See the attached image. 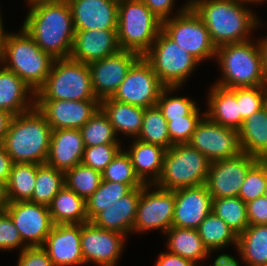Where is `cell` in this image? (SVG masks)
Wrapping results in <instances>:
<instances>
[{
    "instance_id": "obj_1",
    "label": "cell",
    "mask_w": 267,
    "mask_h": 266,
    "mask_svg": "<svg viewBox=\"0 0 267 266\" xmlns=\"http://www.w3.org/2000/svg\"><path fill=\"white\" fill-rule=\"evenodd\" d=\"M27 9L21 25L26 33L54 59L69 58L76 31L68 1L39 3Z\"/></svg>"
},
{
    "instance_id": "obj_2",
    "label": "cell",
    "mask_w": 267,
    "mask_h": 266,
    "mask_svg": "<svg viewBox=\"0 0 267 266\" xmlns=\"http://www.w3.org/2000/svg\"><path fill=\"white\" fill-rule=\"evenodd\" d=\"M241 0H189V6L205 23L217 47L251 40L261 19ZM258 17V18H257Z\"/></svg>"
},
{
    "instance_id": "obj_3",
    "label": "cell",
    "mask_w": 267,
    "mask_h": 266,
    "mask_svg": "<svg viewBox=\"0 0 267 266\" xmlns=\"http://www.w3.org/2000/svg\"><path fill=\"white\" fill-rule=\"evenodd\" d=\"M52 128L35 106L12 117L3 146L13 163H46Z\"/></svg>"
},
{
    "instance_id": "obj_4",
    "label": "cell",
    "mask_w": 267,
    "mask_h": 266,
    "mask_svg": "<svg viewBox=\"0 0 267 266\" xmlns=\"http://www.w3.org/2000/svg\"><path fill=\"white\" fill-rule=\"evenodd\" d=\"M54 58L20 27L8 32L0 49V64L17 74L35 93L44 85Z\"/></svg>"
},
{
    "instance_id": "obj_5",
    "label": "cell",
    "mask_w": 267,
    "mask_h": 266,
    "mask_svg": "<svg viewBox=\"0 0 267 266\" xmlns=\"http://www.w3.org/2000/svg\"><path fill=\"white\" fill-rule=\"evenodd\" d=\"M255 42V43H253ZM220 79L215 85L233 89L267 85L262 71V55L258 40L225 44L217 47L215 58Z\"/></svg>"
},
{
    "instance_id": "obj_6",
    "label": "cell",
    "mask_w": 267,
    "mask_h": 266,
    "mask_svg": "<svg viewBox=\"0 0 267 266\" xmlns=\"http://www.w3.org/2000/svg\"><path fill=\"white\" fill-rule=\"evenodd\" d=\"M161 30L162 21L142 0H119L117 35L121 50L143 56Z\"/></svg>"
},
{
    "instance_id": "obj_7",
    "label": "cell",
    "mask_w": 267,
    "mask_h": 266,
    "mask_svg": "<svg viewBox=\"0 0 267 266\" xmlns=\"http://www.w3.org/2000/svg\"><path fill=\"white\" fill-rule=\"evenodd\" d=\"M36 100H98L88 64L69 58L55 59Z\"/></svg>"
},
{
    "instance_id": "obj_8",
    "label": "cell",
    "mask_w": 267,
    "mask_h": 266,
    "mask_svg": "<svg viewBox=\"0 0 267 266\" xmlns=\"http://www.w3.org/2000/svg\"><path fill=\"white\" fill-rule=\"evenodd\" d=\"M210 161L188 143L173 144L166 150L162 172L154 184L165 190L204 185Z\"/></svg>"
},
{
    "instance_id": "obj_9",
    "label": "cell",
    "mask_w": 267,
    "mask_h": 266,
    "mask_svg": "<svg viewBox=\"0 0 267 266\" xmlns=\"http://www.w3.org/2000/svg\"><path fill=\"white\" fill-rule=\"evenodd\" d=\"M165 87H184L200 62L171 40L162 30L143 55ZM189 77V78H188Z\"/></svg>"
},
{
    "instance_id": "obj_10",
    "label": "cell",
    "mask_w": 267,
    "mask_h": 266,
    "mask_svg": "<svg viewBox=\"0 0 267 266\" xmlns=\"http://www.w3.org/2000/svg\"><path fill=\"white\" fill-rule=\"evenodd\" d=\"M175 11L173 17L162 22V31L200 63L214 59L217 48L205 23L189 6V0Z\"/></svg>"
},
{
    "instance_id": "obj_11",
    "label": "cell",
    "mask_w": 267,
    "mask_h": 266,
    "mask_svg": "<svg viewBox=\"0 0 267 266\" xmlns=\"http://www.w3.org/2000/svg\"><path fill=\"white\" fill-rule=\"evenodd\" d=\"M174 209L175 190H165L156 185L144 184L141 187L132 234L153 230H160L164 234L172 227Z\"/></svg>"
},
{
    "instance_id": "obj_12",
    "label": "cell",
    "mask_w": 267,
    "mask_h": 266,
    "mask_svg": "<svg viewBox=\"0 0 267 266\" xmlns=\"http://www.w3.org/2000/svg\"><path fill=\"white\" fill-rule=\"evenodd\" d=\"M165 86L152 70L151 65L141 56L129 69L112 99L142 107L155 106Z\"/></svg>"
},
{
    "instance_id": "obj_13",
    "label": "cell",
    "mask_w": 267,
    "mask_h": 266,
    "mask_svg": "<svg viewBox=\"0 0 267 266\" xmlns=\"http://www.w3.org/2000/svg\"><path fill=\"white\" fill-rule=\"evenodd\" d=\"M188 144L210 162L234 157L241 151L238 130L224 127L204 115Z\"/></svg>"
},
{
    "instance_id": "obj_14",
    "label": "cell",
    "mask_w": 267,
    "mask_h": 266,
    "mask_svg": "<svg viewBox=\"0 0 267 266\" xmlns=\"http://www.w3.org/2000/svg\"><path fill=\"white\" fill-rule=\"evenodd\" d=\"M257 160L240 152L234 157L210 162L205 185L212 198L237 197L249 168Z\"/></svg>"
},
{
    "instance_id": "obj_15",
    "label": "cell",
    "mask_w": 267,
    "mask_h": 266,
    "mask_svg": "<svg viewBox=\"0 0 267 266\" xmlns=\"http://www.w3.org/2000/svg\"><path fill=\"white\" fill-rule=\"evenodd\" d=\"M126 236L101 229L91 222L81 224V251L85 265L116 266L123 255Z\"/></svg>"
},
{
    "instance_id": "obj_16",
    "label": "cell",
    "mask_w": 267,
    "mask_h": 266,
    "mask_svg": "<svg viewBox=\"0 0 267 266\" xmlns=\"http://www.w3.org/2000/svg\"><path fill=\"white\" fill-rule=\"evenodd\" d=\"M6 211L26 247L43 246L54 223L49 207L30 201L12 202Z\"/></svg>"
},
{
    "instance_id": "obj_17",
    "label": "cell",
    "mask_w": 267,
    "mask_h": 266,
    "mask_svg": "<svg viewBox=\"0 0 267 266\" xmlns=\"http://www.w3.org/2000/svg\"><path fill=\"white\" fill-rule=\"evenodd\" d=\"M141 56L132 51L120 52L89 63L92 88L99 101L112 97L131 66Z\"/></svg>"
},
{
    "instance_id": "obj_18",
    "label": "cell",
    "mask_w": 267,
    "mask_h": 266,
    "mask_svg": "<svg viewBox=\"0 0 267 266\" xmlns=\"http://www.w3.org/2000/svg\"><path fill=\"white\" fill-rule=\"evenodd\" d=\"M52 130L80 129L100 108L99 100H36Z\"/></svg>"
},
{
    "instance_id": "obj_19",
    "label": "cell",
    "mask_w": 267,
    "mask_h": 266,
    "mask_svg": "<svg viewBox=\"0 0 267 266\" xmlns=\"http://www.w3.org/2000/svg\"><path fill=\"white\" fill-rule=\"evenodd\" d=\"M212 199L205 184L175 190L172 226L197 229L212 212Z\"/></svg>"
},
{
    "instance_id": "obj_20",
    "label": "cell",
    "mask_w": 267,
    "mask_h": 266,
    "mask_svg": "<svg viewBox=\"0 0 267 266\" xmlns=\"http://www.w3.org/2000/svg\"><path fill=\"white\" fill-rule=\"evenodd\" d=\"M81 224H57L51 229L43 247L54 266H83Z\"/></svg>"
},
{
    "instance_id": "obj_21",
    "label": "cell",
    "mask_w": 267,
    "mask_h": 266,
    "mask_svg": "<svg viewBox=\"0 0 267 266\" xmlns=\"http://www.w3.org/2000/svg\"><path fill=\"white\" fill-rule=\"evenodd\" d=\"M75 30H117L119 0H67Z\"/></svg>"
},
{
    "instance_id": "obj_22",
    "label": "cell",
    "mask_w": 267,
    "mask_h": 266,
    "mask_svg": "<svg viewBox=\"0 0 267 266\" xmlns=\"http://www.w3.org/2000/svg\"><path fill=\"white\" fill-rule=\"evenodd\" d=\"M70 58L85 64L121 51L117 30H75Z\"/></svg>"
},
{
    "instance_id": "obj_23",
    "label": "cell",
    "mask_w": 267,
    "mask_h": 266,
    "mask_svg": "<svg viewBox=\"0 0 267 266\" xmlns=\"http://www.w3.org/2000/svg\"><path fill=\"white\" fill-rule=\"evenodd\" d=\"M84 143L80 129L52 130L46 163L66 172L82 162Z\"/></svg>"
},
{
    "instance_id": "obj_24",
    "label": "cell",
    "mask_w": 267,
    "mask_h": 266,
    "mask_svg": "<svg viewBox=\"0 0 267 266\" xmlns=\"http://www.w3.org/2000/svg\"><path fill=\"white\" fill-rule=\"evenodd\" d=\"M140 195L141 187L134 188L129 194L99 212L90 222L98 228L118 232L127 237L128 233L132 234Z\"/></svg>"
},
{
    "instance_id": "obj_25",
    "label": "cell",
    "mask_w": 267,
    "mask_h": 266,
    "mask_svg": "<svg viewBox=\"0 0 267 266\" xmlns=\"http://www.w3.org/2000/svg\"><path fill=\"white\" fill-rule=\"evenodd\" d=\"M36 93L14 72L0 64V109L13 116L35 107Z\"/></svg>"
},
{
    "instance_id": "obj_26",
    "label": "cell",
    "mask_w": 267,
    "mask_h": 266,
    "mask_svg": "<svg viewBox=\"0 0 267 266\" xmlns=\"http://www.w3.org/2000/svg\"><path fill=\"white\" fill-rule=\"evenodd\" d=\"M131 143L125 151L130 156L135 174L143 184L154 185L162 172L167 149L157 144L142 142L136 138H132Z\"/></svg>"
},
{
    "instance_id": "obj_27",
    "label": "cell",
    "mask_w": 267,
    "mask_h": 266,
    "mask_svg": "<svg viewBox=\"0 0 267 266\" xmlns=\"http://www.w3.org/2000/svg\"><path fill=\"white\" fill-rule=\"evenodd\" d=\"M206 100L208 108L204 113L210 120L234 130L241 128V114L236 99V88L226 89L213 84Z\"/></svg>"
},
{
    "instance_id": "obj_28",
    "label": "cell",
    "mask_w": 267,
    "mask_h": 266,
    "mask_svg": "<svg viewBox=\"0 0 267 266\" xmlns=\"http://www.w3.org/2000/svg\"><path fill=\"white\" fill-rule=\"evenodd\" d=\"M100 108L108 116L117 136L123 134L124 137L137 138L142 128L144 108L122 103L111 97L101 100Z\"/></svg>"
},
{
    "instance_id": "obj_29",
    "label": "cell",
    "mask_w": 267,
    "mask_h": 266,
    "mask_svg": "<svg viewBox=\"0 0 267 266\" xmlns=\"http://www.w3.org/2000/svg\"><path fill=\"white\" fill-rule=\"evenodd\" d=\"M164 235L167 238L168 252L189 259L198 266H202L200 263H205L211 255L204 246L197 229L172 226Z\"/></svg>"
},
{
    "instance_id": "obj_30",
    "label": "cell",
    "mask_w": 267,
    "mask_h": 266,
    "mask_svg": "<svg viewBox=\"0 0 267 266\" xmlns=\"http://www.w3.org/2000/svg\"><path fill=\"white\" fill-rule=\"evenodd\" d=\"M238 134L242 152L258 159H267L266 105L243 121Z\"/></svg>"
},
{
    "instance_id": "obj_31",
    "label": "cell",
    "mask_w": 267,
    "mask_h": 266,
    "mask_svg": "<svg viewBox=\"0 0 267 266\" xmlns=\"http://www.w3.org/2000/svg\"><path fill=\"white\" fill-rule=\"evenodd\" d=\"M48 207L54 225L89 222L86 201L66 185L55 195Z\"/></svg>"
},
{
    "instance_id": "obj_32",
    "label": "cell",
    "mask_w": 267,
    "mask_h": 266,
    "mask_svg": "<svg viewBox=\"0 0 267 266\" xmlns=\"http://www.w3.org/2000/svg\"><path fill=\"white\" fill-rule=\"evenodd\" d=\"M236 252L245 266H267V225H249L238 235Z\"/></svg>"
},
{
    "instance_id": "obj_33",
    "label": "cell",
    "mask_w": 267,
    "mask_h": 266,
    "mask_svg": "<svg viewBox=\"0 0 267 266\" xmlns=\"http://www.w3.org/2000/svg\"><path fill=\"white\" fill-rule=\"evenodd\" d=\"M197 231L204 246L211 254L214 251L225 250L230 245L237 248V234L213 212L207 215Z\"/></svg>"
},
{
    "instance_id": "obj_34",
    "label": "cell",
    "mask_w": 267,
    "mask_h": 266,
    "mask_svg": "<svg viewBox=\"0 0 267 266\" xmlns=\"http://www.w3.org/2000/svg\"><path fill=\"white\" fill-rule=\"evenodd\" d=\"M38 164L13 163L6 183L10 203L30 201L35 189Z\"/></svg>"
},
{
    "instance_id": "obj_35",
    "label": "cell",
    "mask_w": 267,
    "mask_h": 266,
    "mask_svg": "<svg viewBox=\"0 0 267 266\" xmlns=\"http://www.w3.org/2000/svg\"><path fill=\"white\" fill-rule=\"evenodd\" d=\"M65 186V172L47 163L38 164L35 189L30 202L49 206L55 195Z\"/></svg>"
},
{
    "instance_id": "obj_36",
    "label": "cell",
    "mask_w": 267,
    "mask_h": 266,
    "mask_svg": "<svg viewBox=\"0 0 267 266\" xmlns=\"http://www.w3.org/2000/svg\"><path fill=\"white\" fill-rule=\"evenodd\" d=\"M142 186L102 180L99 188L86 201L88 221L90 222L99 212L108 208L116 200L129 194L134 188Z\"/></svg>"
},
{
    "instance_id": "obj_37",
    "label": "cell",
    "mask_w": 267,
    "mask_h": 266,
    "mask_svg": "<svg viewBox=\"0 0 267 266\" xmlns=\"http://www.w3.org/2000/svg\"><path fill=\"white\" fill-rule=\"evenodd\" d=\"M212 212L222 219L237 236L249 226L246 203L238 196L213 198Z\"/></svg>"
},
{
    "instance_id": "obj_38",
    "label": "cell",
    "mask_w": 267,
    "mask_h": 266,
    "mask_svg": "<svg viewBox=\"0 0 267 266\" xmlns=\"http://www.w3.org/2000/svg\"><path fill=\"white\" fill-rule=\"evenodd\" d=\"M136 139L160 145L165 149L173 145L168 133L167 120L157 105L145 109L142 128Z\"/></svg>"
},
{
    "instance_id": "obj_39",
    "label": "cell",
    "mask_w": 267,
    "mask_h": 266,
    "mask_svg": "<svg viewBox=\"0 0 267 266\" xmlns=\"http://www.w3.org/2000/svg\"><path fill=\"white\" fill-rule=\"evenodd\" d=\"M85 147L103 144H122L108 116L99 108L80 128Z\"/></svg>"
},
{
    "instance_id": "obj_40",
    "label": "cell",
    "mask_w": 267,
    "mask_h": 266,
    "mask_svg": "<svg viewBox=\"0 0 267 266\" xmlns=\"http://www.w3.org/2000/svg\"><path fill=\"white\" fill-rule=\"evenodd\" d=\"M102 173L82 163L65 172V185L85 201L99 188Z\"/></svg>"
},
{
    "instance_id": "obj_41",
    "label": "cell",
    "mask_w": 267,
    "mask_h": 266,
    "mask_svg": "<svg viewBox=\"0 0 267 266\" xmlns=\"http://www.w3.org/2000/svg\"><path fill=\"white\" fill-rule=\"evenodd\" d=\"M177 89L180 87H165L156 104L167 121L187 116L198 106L192 98L174 96V92L178 91Z\"/></svg>"
},
{
    "instance_id": "obj_42",
    "label": "cell",
    "mask_w": 267,
    "mask_h": 266,
    "mask_svg": "<svg viewBox=\"0 0 267 266\" xmlns=\"http://www.w3.org/2000/svg\"><path fill=\"white\" fill-rule=\"evenodd\" d=\"M267 186V159H258L248 170L238 197L248 203L264 195Z\"/></svg>"
},
{
    "instance_id": "obj_43",
    "label": "cell",
    "mask_w": 267,
    "mask_h": 266,
    "mask_svg": "<svg viewBox=\"0 0 267 266\" xmlns=\"http://www.w3.org/2000/svg\"><path fill=\"white\" fill-rule=\"evenodd\" d=\"M102 180L127 185H144L135 174L130 156L122 148L102 172Z\"/></svg>"
},
{
    "instance_id": "obj_44",
    "label": "cell",
    "mask_w": 267,
    "mask_h": 266,
    "mask_svg": "<svg viewBox=\"0 0 267 266\" xmlns=\"http://www.w3.org/2000/svg\"><path fill=\"white\" fill-rule=\"evenodd\" d=\"M236 99L239 103V113L241 114V126L243 121L263 108L267 99V85L254 87L236 88Z\"/></svg>"
},
{
    "instance_id": "obj_45",
    "label": "cell",
    "mask_w": 267,
    "mask_h": 266,
    "mask_svg": "<svg viewBox=\"0 0 267 266\" xmlns=\"http://www.w3.org/2000/svg\"><path fill=\"white\" fill-rule=\"evenodd\" d=\"M200 112L197 106L189 115L167 121L168 133L173 144H185L190 141L196 125L205 115H201Z\"/></svg>"
},
{
    "instance_id": "obj_46",
    "label": "cell",
    "mask_w": 267,
    "mask_h": 266,
    "mask_svg": "<svg viewBox=\"0 0 267 266\" xmlns=\"http://www.w3.org/2000/svg\"><path fill=\"white\" fill-rule=\"evenodd\" d=\"M123 147L121 144L85 147L81 163L102 173Z\"/></svg>"
},
{
    "instance_id": "obj_47",
    "label": "cell",
    "mask_w": 267,
    "mask_h": 266,
    "mask_svg": "<svg viewBox=\"0 0 267 266\" xmlns=\"http://www.w3.org/2000/svg\"><path fill=\"white\" fill-rule=\"evenodd\" d=\"M19 230L15 227L7 211L0 212V250L9 251L25 249Z\"/></svg>"
},
{
    "instance_id": "obj_48",
    "label": "cell",
    "mask_w": 267,
    "mask_h": 266,
    "mask_svg": "<svg viewBox=\"0 0 267 266\" xmlns=\"http://www.w3.org/2000/svg\"><path fill=\"white\" fill-rule=\"evenodd\" d=\"M17 266H54L43 246L26 247L18 256Z\"/></svg>"
},
{
    "instance_id": "obj_49",
    "label": "cell",
    "mask_w": 267,
    "mask_h": 266,
    "mask_svg": "<svg viewBox=\"0 0 267 266\" xmlns=\"http://www.w3.org/2000/svg\"><path fill=\"white\" fill-rule=\"evenodd\" d=\"M246 207L249 225H267V198L260 196Z\"/></svg>"
},
{
    "instance_id": "obj_50",
    "label": "cell",
    "mask_w": 267,
    "mask_h": 266,
    "mask_svg": "<svg viewBox=\"0 0 267 266\" xmlns=\"http://www.w3.org/2000/svg\"><path fill=\"white\" fill-rule=\"evenodd\" d=\"M152 13L162 22L173 17L176 0H142ZM171 15V16H170Z\"/></svg>"
},
{
    "instance_id": "obj_51",
    "label": "cell",
    "mask_w": 267,
    "mask_h": 266,
    "mask_svg": "<svg viewBox=\"0 0 267 266\" xmlns=\"http://www.w3.org/2000/svg\"><path fill=\"white\" fill-rule=\"evenodd\" d=\"M155 266H198L193 261L183 258L179 255L166 252H160L155 260Z\"/></svg>"
},
{
    "instance_id": "obj_52",
    "label": "cell",
    "mask_w": 267,
    "mask_h": 266,
    "mask_svg": "<svg viewBox=\"0 0 267 266\" xmlns=\"http://www.w3.org/2000/svg\"><path fill=\"white\" fill-rule=\"evenodd\" d=\"M12 159L5 150L3 144H0V182L7 183L12 168Z\"/></svg>"
},
{
    "instance_id": "obj_53",
    "label": "cell",
    "mask_w": 267,
    "mask_h": 266,
    "mask_svg": "<svg viewBox=\"0 0 267 266\" xmlns=\"http://www.w3.org/2000/svg\"><path fill=\"white\" fill-rule=\"evenodd\" d=\"M240 260H237L232 255L223 253L219 254L216 258H214L212 266H241L239 263ZM204 266V265H203Z\"/></svg>"
},
{
    "instance_id": "obj_54",
    "label": "cell",
    "mask_w": 267,
    "mask_h": 266,
    "mask_svg": "<svg viewBox=\"0 0 267 266\" xmlns=\"http://www.w3.org/2000/svg\"><path fill=\"white\" fill-rule=\"evenodd\" d=\"M13 115L0 109V144L3 143Z\"/></svg>"
},
{
    "instance_id": "obj_55",
    "label": "cell",
    "mask_w": 267,
    "mask_h": 266,
    "mask_svg": "<svg viewBox=\"0 0 267 266\" xmlns=\"http://www.w3.org/2000/svg\"><path fill=\"white\" fill-rule=\"evenodd\" d=\"M259 42V47L262 55V71L264 75V79L267 83V36H263V38L257 39Z\"/></svg>"
},
{
    "instance_id": "obj_56",
    "label": "cell",
    "mask_w": 267,
    "mask_h": 266,
    "mask_svg": "<svg viewBox=\"0 0 267 266\" xmlns=\"http://www.w3.org/2000/svg\"><path fill=\"white\" fill-rule=\"evenodd\" d=\"M10 204L6 183L0 182V212L6 211Z\"/></svg>"
},
{
    "instance_id": "obj_57",
    "label": "cell",
    "mask_w": 267,
    "mask_h": 266,
    "mask_svg": "<svg viewBox=\"0 0 267 266\" xmlns=\"http://www.w3.org/2000/svg\"><path fill=\"white\" fill-rule=\"evenodd\" d=\"M1 10V9H0ZM3 16H1V11H0V49H1V46H2V44H3V41L5 40V38H6V35H7V33H8V31L6 32V31H4V23H3V18H2Z\"/></svg>"
},
{
    "instance_id": "obj_58",
    "label": "cell",
    "mask_w": 267,
    "mask_h": 266,
    "mask_svg": "<svg viewBox=\"0 0 267 266\" xmlns=\"http://www.w3.org/2000/svg\"><path fill=\"white\" fill-rule=\"evenodd\" d=\"M63 0H27V4L29 7L34 6L39 3H48V2H59Z\"/></svg>"
},
{
    "instance_id": "obj_59",
    "label": "cell",
    "mask_w": 267,
    "mask_h": 266,
    "mask_svg": "<svg viewBox=\"0 0 267 266\" xmlns=\"http://www.w3.org/2000/svg\"><path fill=\"white\" fill-rule=\"evenodd\" d=\"M241 1H245V2H248V3H250V5L251 4H259L260 3V5H262V3L264 4L265 2L267 3V0H241Z\"/></svg>"
},
{
    "instance_id": "obj_60",
    "label": "cell",
    "mask_w": 267,
    "mask_h": 266,
    "mask_svg": "<svg viewBox=\"0 0 267 266\" xmlns=\"http://www.w3.org/2000/svg\"><path fill=\"white\" fill-rule=\"evenodd\" d=\"M265 198H267V186L265 188V191H264V195H263Z\"/></svg>"
}]
</instances>
